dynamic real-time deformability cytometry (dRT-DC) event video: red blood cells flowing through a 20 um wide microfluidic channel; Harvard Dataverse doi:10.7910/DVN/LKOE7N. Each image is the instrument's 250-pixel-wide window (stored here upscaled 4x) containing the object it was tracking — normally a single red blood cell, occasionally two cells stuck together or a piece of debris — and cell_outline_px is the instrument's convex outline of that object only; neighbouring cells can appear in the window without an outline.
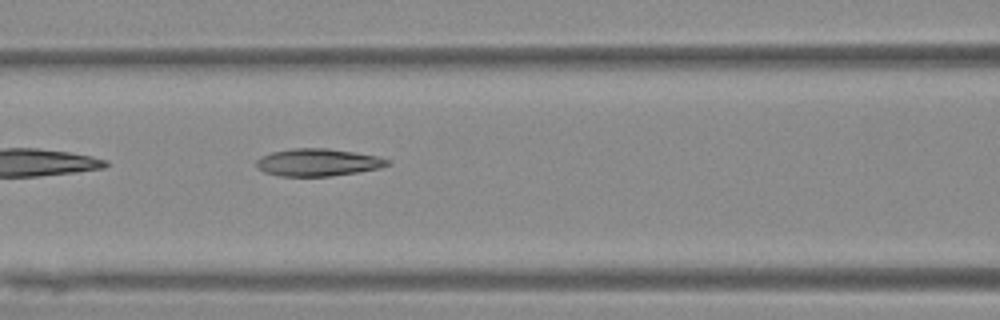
{"species": "Egyptian fruit bat (a non-hibernating species)", "species_latin": "Rousettus aegyptiacus", "temperature_condition": "warm", "stored_images_in_passage": 4, "camera_frame_rate_fps": 3000, "um_per_image_px": 0.085, "animal": {"sex": "female"}, "frame": {"image": 1, "passage_image": 4, "time_ms": 3.333, "image_size_px": [1000, 320], "cell_outline_px": [[388, 164], [380, 168], [356, 172], [328, 176], [280, 176], [264, 172], [256, 168], [256, 160], [260, 156], [272, 152], [292, 148], [328, 148], [356, 152], [376, 156], [388, 160]], "centroid_in_image_um": [26.95, 13.79], "position_along_channel_um": 139.6, "area_um2": 20.87}}